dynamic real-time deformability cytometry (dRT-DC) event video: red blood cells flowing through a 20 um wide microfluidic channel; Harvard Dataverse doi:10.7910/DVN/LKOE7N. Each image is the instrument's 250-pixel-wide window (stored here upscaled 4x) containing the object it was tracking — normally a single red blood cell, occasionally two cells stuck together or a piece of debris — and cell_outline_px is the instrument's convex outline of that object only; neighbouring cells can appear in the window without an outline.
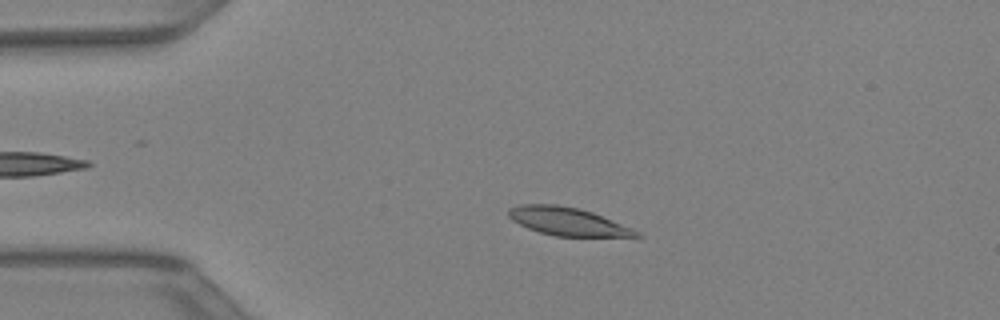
{"species": "Egyptian fruit bat (a non-hibernating species)", "species_latin": "Rousettus aegyptiacus", "temperature_condition": "warm", "stored_images_in_passage": 43, "camera_frame_rate_fps": 3000, "um_per_image_px": 0.085, "animal": {"sex": "female"}, "frame": {"image": 1, "passage_image": 9, "time_ms": 2.667, "image_size_px": [1000, 320], "cell_outline_px": [[644, 236], [556, 236], [540, 232], [528, 228], [512, 220], [508, 216], [508, 208], [520, 204], [556, 204], [576, 208], [592, 212], [632, 228], [640, 232]], "centroid_in_image_um": [48.22, 18.81], "position_along_channel_um": 36.8, "area_um2": 20.63}}
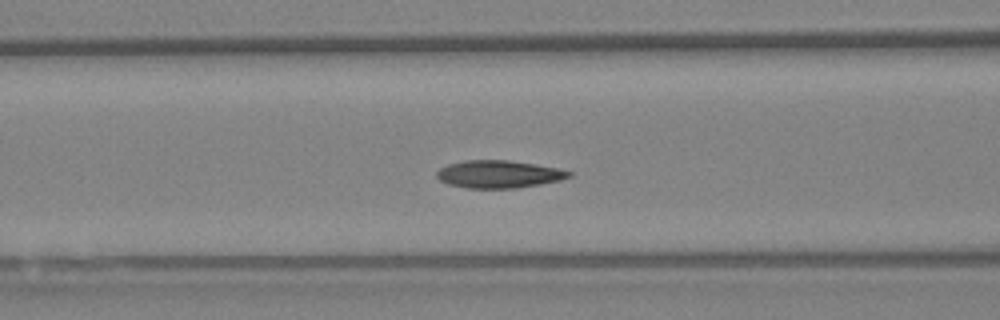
{"frame": {"image": 2, "passage_image": 17, "time_ms": 5.333, "image_size_px": [1000, 320], "cell_outline_px": [[572, 176], [560, 180], [540, 184], [516, 188], [468, 188], [448, 184], [440, 180], [436, 176], [436, 172], [440, 168], [448, 164], [464, 160], [508, 160], [536, 164], [556, 168], [572, 172]], "centroid_in_image_um": [42.38, 14.8], "position_along_channel_um": 124.2, "area_um2": 21.21}}
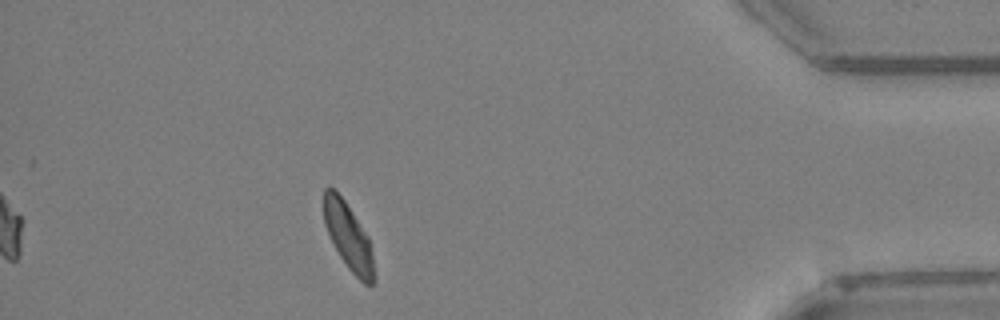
{"frame": {"image": 3, "passage_image": 38, "time_ms": 12.333, "image_size_px": [1000, 320], "cell_outline_px": [[376, 280], [372, 284], [364, 284], [348, 268], [340, 256], [324, 224], [324, 188], [336, 188], [368, 236], [376, 276]], "centroid_in_image_um": [29.62, 20.12], "position_along_channel_um": 405.6, "area_um2": 19.25}}